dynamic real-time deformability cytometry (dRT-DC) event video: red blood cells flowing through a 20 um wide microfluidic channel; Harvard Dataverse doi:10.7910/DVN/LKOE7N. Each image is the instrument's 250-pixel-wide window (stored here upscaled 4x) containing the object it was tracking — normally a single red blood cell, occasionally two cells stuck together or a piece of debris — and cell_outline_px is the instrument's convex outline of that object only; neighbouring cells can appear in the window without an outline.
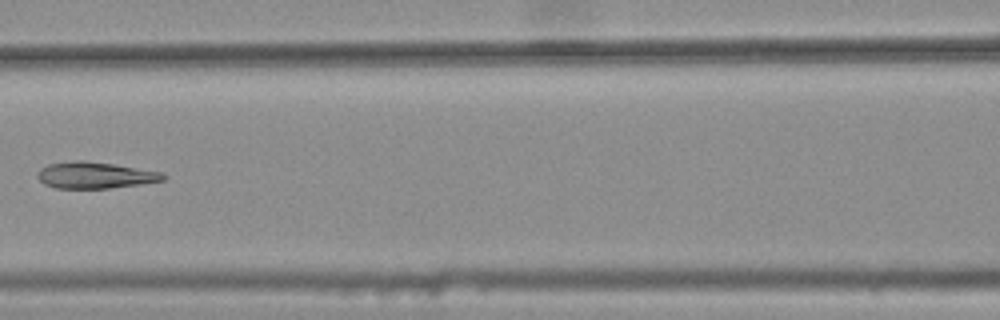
{"species": "common noctule bat (a hibernating species)", "species_latin": "Nyctalus noctula", "temperature_condition": "warm", "stored_images_in_passage": 6, "camera_frame_rate_fps": 3000, "um_per_image_px": 0.085, "animal": {"sex": "female", "body_mass_g": 25.1}, "frame": {"image": 1, "passage_image": 5, "time_ms": 1.333, "image_size_px": [1000, 320], "cell_outline_px": [[168, 176], [164, 180], [140, 184], [108, 188], [56, 188], [44, 184], [36, 176], [36, 172], [40, 168], [48, 164], [76, 160], [84, 160], [112, 164], [160, 172]], "centroid_in_image_um": [8.03, 14.89], "position_along_channel_um": 158.6, "area_um2": 19.25}}
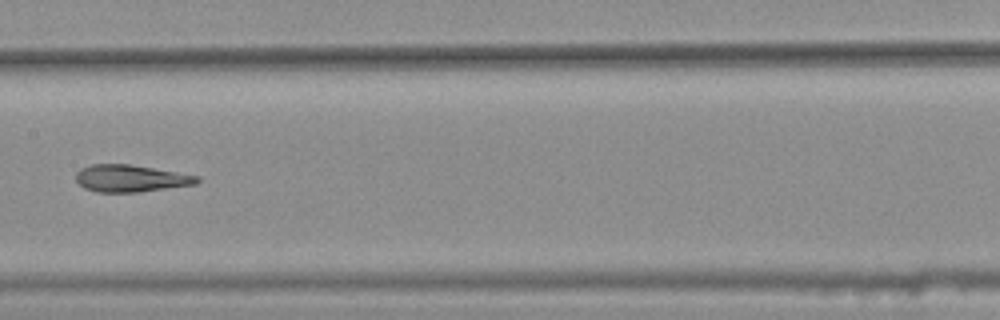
{"frame": {"image": 2, "passage_image": 6, "time_ms": 1.667, "image_size_px": [1000, 320], "cell_outline_px": [[200, 180], [196, 184], [136, 192], [96, 192], [84, 188], [76, 180], [76, 172], [80, 168], [92, 164], [128, 164], [200, 176]], "centroid_in_image_um": [11.07, 15.16], "position_along_channel_um": 196.3, "area_um2": 18.96}}